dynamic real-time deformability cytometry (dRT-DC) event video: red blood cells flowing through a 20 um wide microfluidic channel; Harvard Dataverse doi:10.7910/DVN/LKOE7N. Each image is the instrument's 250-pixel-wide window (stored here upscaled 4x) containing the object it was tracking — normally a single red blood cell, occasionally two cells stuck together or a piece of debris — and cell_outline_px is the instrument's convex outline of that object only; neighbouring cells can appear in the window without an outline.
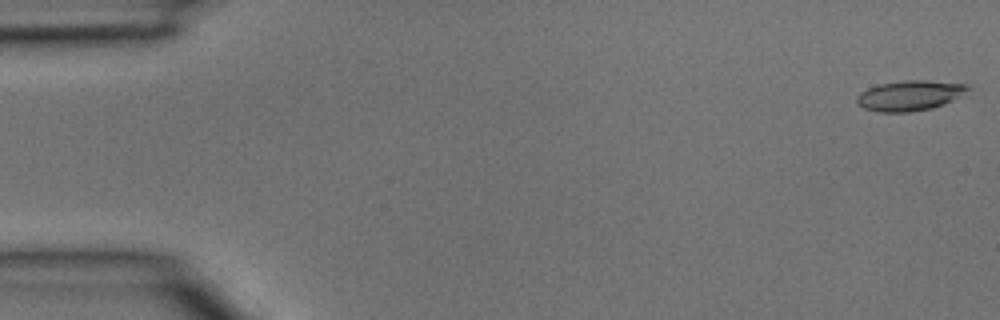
{"species": "common noctule bat (a hibernating species)", "species_latin": "Nyctalus noctula", "temperature_condition": "room temperature", "stored_images_in_passage": 39, "camera_frame_rate_fps": 3000, "um_per_image_px": 0.085, "animal": {"sex": "male", "body_mass_g": 15.6}, "frame": {"image": 1, "passage_image": 1, "time_ms": 0.0, "image_size_px": [1000, 320], "cell_outline_px": [[972, 88], [952, 100], [944, 104], [932, 108], [908, 112], [880, 112], [864, 108], [856, 100], [856, 96], [860, 92], [868, 88], [880, 84], [904, 80], [924, 80], [968, 84]], "centroid_in_image_um": [77.34, 8.11], "position_along_channel_um": 7.7, "area_um2": 19.42}}
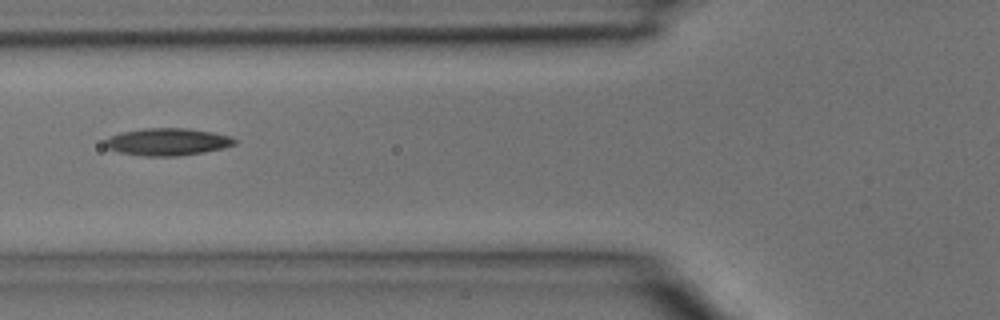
{"frame": {"image": 2, "passage_image": 15, "time_ms": 4.667, "image_size_px": [1000, 320], "cell_outline_px": [[236, 144], [224, 148], [204, 152], [180, 156], [140, 156], [120, 152], [108, 148], [104, 144], [104, 140], [120, 132], [144, 128], [184, 128], [212, 132], [232, 136], [236, 140]], "centroid_in_image_um": [14.25, 12.06], "position_along_channel_um": 111.5, "area_um2": 20.69}}
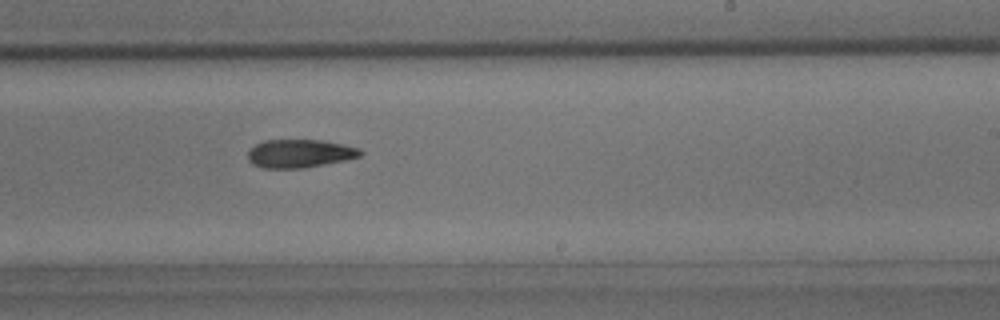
{"frame": {"image": 3, "passage_image": 24, "time_ms": 7.667, "image_size_px": [1000, 320], "cell_outline_px": [[364, 152], [360, 156], [344, 160], [304, 168], [260, 168], [252, 164], [248, 160], [248, 152], [256, 144], [264, 140], [320, 140], [344, 144], [360, 148]], "centroid_in_image_um": [25.47, 13.05], "position_along_channel_um": 263.5, "area_um2": 18.55}}